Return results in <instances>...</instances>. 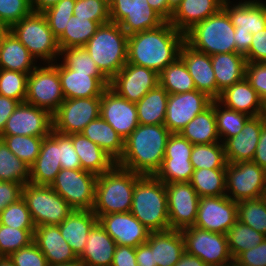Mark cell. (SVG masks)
<instances>
[{
	"label": "cell",
	"mask_w": 266,
	"mask_h": 266,
	"mask_svg": "<svg viewBox=\"0 0 266 266\" xmlns=\"http://www.w3.org/2000/svg\"><path fill=\"white\" fill-rule=\"evenodd\" d=\"M184 42L185 34L165 21L156 28L128 36L127 62L159 74L179 57Z\"/></svg>",
	"instance_id": "1"
},
{
	"label": "cell",
	"mask_w": 266,
	"mask_h": 266,
	"mask_svg": "<svg viewBox=\"0 0 266 266\" xmlns=\"http://www.w3.org/2000/svg\"><path fill=\"white\" fill-rule=\"evenodd\" d=\"M171 134L165 125L139 124L124 140V152L116 164L140 175H155Z\"/></svg>",
	"instance_id": "2"
},
{
	"label": "cell",
	"mask_w": 266,
	"mask_h": 266,
	"mask_svg": "<svg viewBox=\"0 0 266 266\" xmlns=\"http://www.w3.org/2000/svg\"><path fill=\"white\" fill-rule=\"evenodd\" d=\"M130 212L151 232L170 229L165 183L142 175L135 183Z\"/></svg>",
	"instance_id": "3"
},
{
	"label": "cell",
	"mask_w": 266,
	"mask_h": 266,
	"mask_svg": "<svg viewBox=\"0 0 266 266\" xmlns=\"http://www.w3.org/2000/svg\"><path fill=\"white\" fill-rule=\"evenodd\" d=\"M141 176L117 164L98 175L92 211L96 215L130 212L135 183Z\"/></svg>",
	"instance_id": "4"
},
{
	"label": "cell",
	"mask_w": 266,
	"mask_h": 266,
	"mask_svg": "<svg viewBox=\"0 0 266 266\" xmlns=\"http://www.w3.org/2000/svg\"><path fill=\"white\" fill-rule=\"evenodd\" d=\"M84 48L110 81L127 63L128 35L114 22L101 24Z\"/></svg>",
	"instance_id": "5"
},
{
	"label": "cell",
	"mask_w": 266,
	"mask_h": 266,
	"mask_svg": "<svg viewBox=\"0 0 266 266\" xmlns=\"http://www.w3.org/2000/svg\"><path fill=\"white\" fill-rule=\"evenodd\" d=\"M235 27L222 7L217 13L194 25L185 33V42L210 56L236 52Z\"/></svg>",
	"instance_id": "6"
},
{
	"label": "cell",
	"mask_w": 266,
	"mask_h": 266,
	"mask_svg": "<svg viewBox=\"0 0 266 266\" xmlns=\"http://www.w3.org/2000/svg\"><path fill=\"white\" fill-rule=\"evenodd\" d=\"M9 30L27 48L36 60L45 63H55L60 56L58 39L51 31L42 12H32Z\"/></svg>",
	"instance_id": "7"
},
{
	"label": "cell",
	"mask_w": 266,
	"mask_h": 266,
	"mask_svg": "<svg viewBox=\"0 0 266 266\" xmlns=\"http://www.w3.org/2000/svg\"><path fill=\"white\" fill-rule=\"evenodd\" d=\"M35 227L59 225L73 211L69 204L50 186L26 183L22 188Z\"/></svg>",
	"instance_id": "8"
},
{
	"label": "cell",
	"mask_w": 266,
	"mask_h": 266,
	"mask_svg": "<svg viewBox=\"0 0 266 266\" xmlns=\"http://www.w3.org/2000/svg\"><path fill=\"white\" fill-rule=\"evenodd\" d=\"M39 64L28 75L25 102L53 114L65 100L58 73V63Z\"/></svg>",
	"instance_id": "9"
},
{
	"label": "cell",
	"mask_w": 266,
	"mask_h": 266,
	"mask_svg": "<svg viewBox=\"0 0 266 266\" xmlns=\"http://www.w3.org/2000/svg\"><path fill=\"white\" fill-rule=\"evenodd\" d=\"M184 239L185 252L200 258L208 266H231L227 236L199 229L195 226L180 230Z\"/></svg>",
	"instance_id": "10"
},
{
	"label": "cell",
	"mask_w": 266,
	"mask_h": 266,
	"mask_svg": "<svg viewBox=\"0 0 266 266\" xmlns=\"http://www.w3.org/2000/svg\"><path fill=\"white\" fill-rule=\"evenodd\" d=\"M226 196L236 202L266 196V171L253 161L227 163Z\"/></svg>",
	"instance_id": "11"
},
{
	"label": "cell",
	"mask_w": 266,
	"mask_h": 266,
	"mask_svg": "<svg viewBox=\"0 0 266 266\" xmlns=\"http://www.w3.org/2000/svg\"><path fill=\"white\" fill-rule=\"evenodd\" d=\"M98 175L82 169H61L50 185L73 210H92Z\"/></svg>",
	"instance_id": "12"
},
{
	"label": "cell",
	"mask_w": 266,
	"mask_h": 266,
	"mask_svg": "<svg viewBox=\"0 0 266 266\" xmlns=\"http://www.w3.org/2000/svg\"><path fill=\"white\" fill-rule=\"evenodd\" d=\"M101 97L64 100L52 114L53 130L60 134L81 133L93 120L100 117Z\"/></svg>",
	"instance_id": "13"
},
{
	"label": "cell",
	"mask_w": 266,
	"mask_h": 266,
	"mask_svg": "<svg viewBox=\"0 0 266 266\" xmlns=\"http://www.w3.org/2000/svg\"><path fill=\"white\" fill-rule=\"evenodd\" d=\"M109 5L110 21L119 24L128 36L165 22L147 0H110Z\"/></svg>",
	"instance_id": "14"
},
{
	"label": "cell",
	"mask_w": 266,
	"mask_h": 266,
	"mask_svg": "<svg viewBox=\"0 0 266 266\" xmlns=\"http://www.w3.org/2000/svg\"><path fill=\"white\" fill-rule=\"evenodd\" d=\"M170 229L182 230L194 226L200 197L190 182L165 184Z\"/></svg>",
	"instance_id": "15"
},
{
	"label": "cell",
	"mask_w": 266,
	"mask_h": 266,
	"mask_svg": "<svg viewBox=\"0 0 266 266\" xmlns=\"http://www.w3.org/2000/svg\"><path fill=\"white\" fill-rule=\"evenodd\" d=\"M237 221V202L226 195L200 197L194 226L214 233L225 234Z\"/></svg>",
	"instance_id": "16"
},
{
	"label": "cell",
	"mask_w": 266,
	"mask_h": 266,
	"mask_svg": "<svg viewBox=\"0 0 266 266\" xmlns=\"http://www.w3.org/2000/svg\"><path fill=\"white\" fill-rule=\"evenodd\" d=\"M53 130L52 114L26 102L19 103L8 118L0 135L37 136L44 138Z\"/></svg>",
	"instance_id": "17"
},
{
	"label": "cell",
	"mask_w": 266,
	"mask_h": 266,
	"mask_svg": "<svg viewBox=\"0 0 266 266\" xmlns=\"http://www.w3.org/2000/svg\"><path fill=\"white\" fill-rule=\"evenodd\" d=\"M159 84V74L150 68L126 63L110 80V88L130 102H138Z\"/></svg>",
	"instance_id": "18"
},
{
	"label": "cell",
	"mask_w": 266,
	"mask_h": 266,
	"mask_svg": "<svg viewBox=\"0 0 266 266\" xmlns=\"http://www.w3.org/2000/svg\"><path fill=\"white\" fill-rule=\"evenodd\" d=\"M212 99L198 90L169 94L164 125L171 133L180 131L212 104Z\"/></svg>",
	"instance_id": "19"
},
{
	"label": "cell",
	"mask_w": 266,
	"mask_h": 266,
	"mask_svg": "<svg viewBox=\"0 0 266 266\" xmlns=\"http://www.w3.org/2000/svg\"><path fill=\"white\" fill-rule=\"evenodd\" d=\"M100 117L125 140L139 125L137 107L108 87L101 95Z\"/></svg>",
	"instance_id": "20"
},
{
	"label": "cell",
	"mask_w": 266,
	"mask_h": 266,
	"mask_svg": "<svg viewBox=\"0 0 266 266\" xmlns=\"http://www.w3.org/2000/svg\"><path fill=\"white\" fill-rule=\"evenodd\" d=\"M96 216L98 223L113 238L116 245L136 248L146 243L151 233L131 212Z\"/></svg>",
	"instance_id": "21"
},
{
	"label": "cell",
	"mask_w": 266,
	"mask_h": 266,
	"mask_svg": "<svg viewBox=\"0 0 266 266\" xmlns=\"http://www.w3.org/2000/svg\"><path fill=\"white\" fill-rule=\"evenodd\" d=\"M179 57L183 60L191 75L196 90L217 100V83L211 63V56L197 51L186 42L183 43Z\"/></svg>",
	"instance_id": "22"
},
{
	"label": "cell",
	"mask_w": 266,
	"mask_h": 266,
	"mask_svg": "<svg viewBox=\"0 0 266 266\" xmlns=\"http://www.w3.org/2000/svg\"><path fill=\"white\" fill-rule=\"evenodd\" d=\"M265 121L263 114L250 117L244 124L241 132L228 138L223 143L227 163L253 160Z\"/></svg>",
	"instance_id": "23"
},
{
	"label": "cell",
	"mask_w": 266,
	"mask_h": 266,
	"mask_svg": "<svg viewBox=\"0 0 266 266\" xmlns=\"http://www.w3.org/2000/svg\"><path fill=\"white\" fill-rule=\"evenodd\" d=\"M59 159V133L54 130L43 138L39 155L30 166L29 183L50 186L61 170Z\"/></svg>",
	"instance_id": "24"
},
{
	"label": "cell",
	"mask_w": 266,
	"mask_h": 266,
	"mask_svg": "<svg viewBox=\"0 0 266 266\" xmlns=\"http://www.w3.org/2000/svg\"><path fill=\"white\" fill-rule=\"evenodd\" d=\"M242 1L236 2V4L231 3L230 0L223 2V8L230 16L235 30L251 34L264 30L266 28V3L260 0Z\"/></svg>",
	"instance_id": "25"
},
{
	"label": "cell",
	"mask_w": 266,
	"mask_h": 266,
	"mask_svg": "<svg viewBox=\"0 0 266 266\" xmlns=\"http://www.w3.org/2000/svg\"><path fill=\"white\" fill-rule=\"evenodd\" d=\"M33 241L46 257L49 266L78 259L72 248L62 237L58 225L37 226Z\"/></svg>",
	"instance_id": "26"
},
{
	"label": "cell",
	"mask_w": 266,
	"mask_h": 266,
	"mask_svg": "<svg viewBox=\"0 0 266 266\" xmlns=\"http://www.w3.org/2000/svg\"><path fill=\"white\" fill-rule=\"evenodd\" d=\"M62 93L66 99L101 97L108 88L98 77L90 73H77L58 63Z\"/></svg>",
	"instance_id": "27"
},
{
	"label": "cell",
	"mask_w": 266,
	"mask_h": 266,
	"mask_svg": "<svg viewBox=\"0 0 266 266\" xmlns=\"http://www.w3.org/2000/svg\"><path fill=\"white\" fill-rule=\"evenodd\" d=\"M97 223L98 217L92 210H73L58 225L62 237L78 258L83 253L89 232Z\"/></svg>",
	"instance_id": "28"
},
{
	"label": "cell",
	"mask_w": 266,
	"mask_h": 266,
	"mask_svg": "<svg viewBox=\"0 0 266 266\" xmlns=\"http://www.w3.org/2000/svg\"><path fill=\"white\" fill-rule=\"evenodd\" d=\"M217 101L228 109L245 113L250 117L264 113V104L245 77L225 88Z\"/></svg>",
	"instance_id": "29"
},
{
	"label": "cell",
	"mask_w": 266,
	"mask_h": 266,
	"mask_svg": "<svg viewBox=\"0 0 266 266\" xmlns=\"http://www.w3.org/2000/svg\"><path fill=\"white\" fill-rule=\"evenodd\" d=\"M146 244L153 251L154 266H175L185 252L180 230L151 232Z\"/></svg>",
	"instance_id": "30"
},
{
	"label": "cell",
	"mask_w": 266,
	"mask_h": 266,
	"mask_svg": "<svg viewBox=\"0 0 266 266\" xmlns=\"http://www.w3.org/2000/svg\"><path fill=\"white\" fill-rule=\"evenodd\" d=\"M225 0H182L169 22L185 34L197 23L217 13Z\"/></svg>",
	"instance_id": "31"
},
{
	"label": "cell",
	"mask_w": 266,
	"mask_h": 266,
	"mask_svg": "<svg viewBox=\"0 0 266 266\" xmlns=\"http://www.w3.org/2000/svg\"><path fill=\"white\" fill-rule=\"evenodd\" d=\"M116 246L113 238L97 223L89 232L79 259L86 266H111Z\"/></svg>",
	"instance_id": "32"
},
{
	"label": "cell",
	"mask_w": 266,
	"mask_h": 266,
	"mask_svg": "<svg viewBox=\"0 0 266 266\" xmlns=\"http://www.w3.org/2000/svg\"><path fill=\"white\" fill-rule=\"evenodd\" d=\"M217 83V99L221 92L245 77L246 58L241 53H220L211 56Z\"/></svg>",
	"instance_id": "33"
},
{
	"label": "cell",
	"mask_w": 266,
	"mask_h": 266,
	"mask_svg": "<svg viewBox=\"0 0 266 266\" xmlns=\"http://www.w3.org/2000/svg\"><path fill=\"white\" fill-rule=\"evenodd\" d=\"M37 62L27 48L8 30L0 45V69L29 74L37 67Z\"/></svg>",
	"instance_id": "34"
},
{
	"label": "cell",
	"mask_w": 266,
	"mask_h": 266,
	"mask_svg": "<svg viewBox=\"0 0 266 266\" xmlns=\"http://www.w3.org/2000/svg\"><path fill=\"white\" fill-rule=\"evenodd\" d=\"M68 136L72 139L82 170L101 175L106 171H109L116 164V162L97 144L83 136L81 133Z\"/></svg>",
	"instance_id": "35"
},
{
	"label": "cell",
	"mask_w": 266,
	"mask_h": 266,
	"mask_svg": "<svg viewBox=\"0 0 266 266\" xmlns=\"http://www.w3.org/2000/svg\"><path fill=\"white\" fill-rule=\"evenodd\" d=\"M97 144L116 163L124 152V139L101 117L91 121L81 132Z\"/></svg>",
	"instance_id": "36"
},
{
	"label": "cell",
	"mask_w": 266,
	"mask_h": 266,
	"mask_svg": "<svg viewBox=\"0 0 266 266\" xmlns=\"http://www.w3.org/2000/svg\"><path fill=\"white\" fill-rule=\"evenodd\" d=\"M179 134L193 145L221 142L217 132L215 100L207 109L197 114Z\"/></svg>",
	"instance_id": "37"
},
{
	"label": "cell",
	"mask_w": 266,
	"mask_h": 266,
	"mask_svg": "<svg viewBox=\"0 0 266 266\" xmlns=\"http://www.w3.org/2000/svg\"><path fill=\"white\" fill-rule=\"evenodd\" d=\"M168 95L167 91L158 84L136 102L138 123L164 125Z\"/></svg>",
	"instance_id": "38"
},
{
	"label": "cell",
	"mask_w": 266,
	"mask_h": 266,
	"mask_svg": "<svg viewBox=\"0 0 266 266\" xmlns=\"http://www.w3.org/2000/svg\"><path fill=\"white\" fill-rule=\"evenodd\" d=\"M100 24L88 18L75 17L69 19L64 32L57 38L60 50L71 47H84L96 33Z\"/></svg>",
	"instance_id": "39"
},
{
	"label": "cell",
	"mask_w": 266,
	"mask_h": 266,
	"mask_svg": "<svg viewBox=\"0 0 266 266\" xmlns=\"http://www.w3.org/2000/svg\"><path fill=\"white\" fill-rule=\"evenodd\" d=\"M159 84L168 94H180L196 90L194 81L180 57L159 73Z\"/></svg>",
	"instance_id": "40"
},
{
	"label": "cell",
	"mask_w": 266,
	"mask_h": 266,
	"mask_svg": "<svg viewBox=\"0 0 266 266\" xmlns=\"http://www.w3.org/2000/svg\"><path fill=\"white\" fill-rule=\"evenodd\" d=\"M199 197H216L226 195V169L194 170L191 181Z\"/></svg>",
	"instance_id": "41"
},
{
	"label": "cell",
	"mask_w": 266,
	"mask_h": 266,
	"mask_svg": "<svg viewBox=\"0 0 266 266\" xmlns=\"http://www.w3.org/2000/svg\"><path fill=\"white\" fill-rule=\"evenodd\" d=\"M30 166L16 157L0 139V181L29 183Z\"/></svg>",
	"instance_id": "42"
},
{
	"label": "cell",
	"mask_w": 266,
	"mask_h": 266,
	"mask_svg": "<svg viewBox=\"0 0 266 266\" xmlns=\"http://www.w3.org/2000/svg\"><path fill=\"white\" fill-rule=\"evenodd\" d=\"M190 161L194 170L198 169H226L227 160L224 144H195L192 147Z\"/></svg>",
	"instance_id": "43"
},
{
	"label": "cell",
	"mask_w": 266,
	"mask_h": 266,
	"mask_svg": "<svg viewBox=\"0 0 266 266\" xmlns=\"http://www.w3.org/2000/svg\"><path fill=\"white\" fill-rule=\"evenodd\" d=\"M62 63L77 73H90V76L98 77L107 87L110 81L101 73L96 63L84 47H71L60 52Z\"/></svg>",
	"instance_id": "44"
},
{
	"label": "cell",
	"mask_w": 266,
	"mask_h": 266,
	"mask_svg": "<svg viewBox=\"0 0 266 266\" xmlns=\"http://www.w3.org/2000/svg\"><path fill=\"white\" fill-rule=\"evenodd\" d=\"M228 247L233 259L241 252L256 247L266 236L248 225L236 221L226 233Z\"/></svg>",
	"instance_id": "45"
},
{
	"label": "cell",
	"mask_w": 266,
	"mask_h": 266,
	"mask_svg": "<svg viewBox=\"0 0 266 266\" xmlns=\"http://www.w3.org/2000/svg\"><path fill=\"white\" fill-rule=\"evenodd\" d=\"M237 220L266 236V196L237 202Z\"/></svg>",
	"instance_id": "46"
},
{
	"label": "cell",
	"mask_w": 266,
	"mask_h": 266,
	"mask_svg": "<svg viewBox=\"0 0 266 266\" xmlns=\"http://www.w3.org/2000/svg\"><path fill=\"white\" fill-rule=\"evenodd\" d=\"M215 117L221 143L241 132L244 124L250 118L245 113L224 107L217 100H215Z\"/></svg>",
	"instance_id": "47"
},
{
	"label": "cell",
	"mask_w": 266,
	"mask_h": 266,
	"mask_svg": "<svg viewBox=\"0 0 266 266\" xmlns=\"http://www.w3.org/2000/svg\"><path fill=\"white\" fill-rule=\"evenodd\" d=\"M8 149L20 160L31 166L37 159L43 138L37 136L0 135Z\"/></svg>",
	"instance_id": "48"
},
{
	"label": "cell",
	"mask_w": 266,
	"mask_h": 266,
	"mask_svg": "<svg viewBox=\"0 0 266 266\" xmlns=\"http://www.w3.org/2000/svg\"><path fill=\"white\" fill-rule=\"evenodd\" d=\"M35 229H15L0 224V256H10L13 252L33 242Z\"/></svg>",
	"instance_id": "49"
},
{
	"label": "cell",
	"mask_w": 266,
	"mask_h": 266,
	"mask_svg": "<svg viewBox=\"0 0 266 266\" xmlns=\"http://www.w3.org/2000/svg\"><path fill=\"white\" fill-rule=\"evenodd\" d=\"M194 172L190 159H163L154 175L163 183L190 182Z\"/></svg>",
	"instance_id": "50"
},
{
	"label": "cell",
	"mask_w": 266,
	"mask_h": 266,
	"mask_svg": "<svg viewBox=\"0 0 266 266\" xmlns=\"http://www.w3.org/2000/svg\"><path fill=\"white\" fill-rule=\"evenodd\" d=\"M27 73L0 69V95L25 102L27 92Z\"/></svg>",
	"instance_id": "51"
},
{
	"label": "cell",
	"mask_w": 266,
	"mask_h": 266,
	"mask_svg": "<svg viewBox=\"0 0 266 266\" xmlns=\"http://www.w3.org/2000/svg\"><path fill=\"white\" fill-rule=\"evenodd\" d=\"M0 224L10 226L15 229L36 228L26 202L22 197L16 202L9 204L0 212Z\"/></svg>",
	"instance_id": "52"
},
{
	"label": "cell",
	"mask_w": 266,
	"mask_h": 266,
	"mask_svg": "<svg viewBox=\"0 0 266 266\" xmlns=\"http://www.w3.org/2000/svg\"><path fill=\"white\" fill-rule=\"evenodd\" d=\"M75 4L76 0H60L42 12L57 38L64 32L69 19L73 16Z\"/></svg>",
	"instance_id": "53"
},
{
	"label": "cell",
	"mask_w": 266,
	"mask_h": 266,
	"mask_svg": "<svg viewBox=\"0 0 266 266\" xmlns=\"http://www.w3.org/2000/svg\"><path fill=\"white\" fill-rule=\"evenodd\" d=\"M75 17L88 18L100 25L110 22V5L108 0H76L73 9Z\"/></svg>",
	"instance_id": "54"
},
{
	"label": "cell",
	"mask_w": 266,
	"mask_h": 266,
	"mask_svg": "<svg viewBox=\"0 0 266 266\" xmlns=\"http://www.w3.org/2000/svg\"><path fill=\"white\" fill-rule=\"evenodd\" d=\"M32 12L30 0H0V23L8 28Z\"/></svg>",
	"instance_id": "55"
},
{
	"label": "cell",
	"mask_w": 266,
	"mask_h": 266,
	"mask_svg": "<svg viewBox=\"0 0 266 266\" xmlns=\"http://www.w3.org/2000/svg\"><path fill=\"white\" fill-rule=\"evenodd\" d=\"M9 258L13 261L14 266H49L46 257L34 241L13 252Z\"/></svg>",
	"instance_id": "56"
},
{
	"label": "cell",
	"mask_w": 266,
	"mask_h": 266,
	"mask_svg": "<svg viewBox=\"0 0 266 266\" xmlns=\"http://www.w3.org/2000/svg\"><path fill=\"white\" fill-rule=\"evenodd\" d=\"M245 78L257 92L263 104L266 103V63H246Z\"/></svg>",
	"instance_id": "57"
},
{
	"label": "cell",
	"mask_w": 266,
	"mask_h": 266,
	"mask_svg": "<svg viewBox=\"0 0 266 266\" xmlns=\"http://www.w3.org/2000/svg\"><path fill=\"white\" fill-rule=\"evenodd\" d=\"M193 144L179 133H172L167 141L164 159H190Z\"/></svg>",
	"instance_id": "58"
},
{
	"label": "cell",
	"mask_w": 266,
	"mask_h": 266,
	"mask_svg": "<svg viewBox=\"0 0 266 266\" xmlns=\"http://www.w3.org/2000/svg\"><path fill=\"white\" fill-rule=\"evenodd\" d=\"M59 159L62 169H81V163L76 153L72 139L59 133Z\"/></svg>",
	"instance_id": "59"
},
{
	"label": "cell",
	"mask_w": 266,
	"mask_h": 266,
	"mask_svg": "<svg viewBox=\"0 0 266 266\" xmlns=\"http://www.w3.org/2000/svg\"><path fill=\"white\" fill-rule=\"evenodd\" d=\"M233 266H266V238L256 247L241 252Z\"/></svg>",
	"instance_id": "60"
},
{
	"label": "cell",
	"mask_w": 266,
	"mask_h": 266,
	"mask_svg": "<svg viewBox=\"0 0 266 266\" xmlns=\"http://www.w3.org/2000/svg\"><path fill=\"white\" fill-rule=\"evenodd\" d=\"M245 58L249 63H266V28L252 34L251 46Z\"/></svg>",
	"instance_id": "61"
},
{
	"label": "cell",
	"mask_w": 266,
	"mask_h": 266,
	"mask_svg": "<svg viewBox=\"0 0 266 266\" xmlns=\"http://www.w3.org/2000/svg\"><path fill=\"white\" fill-rule=\"evenodd\" d=\"M22 188L20 183L0 181V212L22 197Z\"/></svg>",
	"instance_id": "62"
},
{
	"label": "cell",
	"mask_w": 266,
	"mask_h": 266,
	"mask_svg": "<svg viewBox=\"0 0 266 266\" xmlns=\"http://www.w3.org/2000/svg\"><path fill=\"white\" fill-rule=\"evenodd\" d=\"M111 266H137L135 248L117 245Z\"/></svg>",
	"instance_id": "63"
},
{
	"label": "cell",
	"mask_w": 266,
	"mask_h": 266,
	"mask_svg": "<svg viewBox=\"0 0 266 266\" xmlns=\"http://www.w3.org/2000/svg\"><path fill=\"white\" fill-rule=\"evenodd\" d=\"M19 101L0 95V134L3 132L8 118L12 115Z\"/></svg>",
	"instance_id": "64"
},
{
	"label": "cell",
	"mask_w": 266,
	"mask_h": 266,
	"mask_svg": "<svg viewBox=\"0 0 266 266\" xmlns=\"http://www.w3.org/2000/svg\"><path fill=\"white\" fill-rule=\"evenodd\" d=\"M253 162L266 171V121L263 123Z\"/></svg>",
	"instance_id": "65"
},
{
	"label": "cell",
	"mask_w": 266,
	"mask_h": 266,
	"mask_svg": "<svg viewBox=\"0 0 266 266\" xmlns=\"http://www.w3.org/2000/svg\"><path fill=\"white\" fill-rule=\"evenodd\" d=\"M137 266H154L153 251L146 244H141L135 248Z\"/></svg>",
	"instance_id": "66"
},
{
	"label": "cell",
	"mask_w": 266,
	"mask_h": 266,
	"mask_svg": "<svg viewBox=\"0 0 266 266\" xmlns=\"http://www.w3.org/2000/svg\"><path fill=\"white\" fill-rule=\"evenodd\" d=\"M234 41L236 44V53L245 55L250 49L252 34L250 32L235 30Z\"/></svg>",
	"instance_id": "67"
},
{
	"label": "cell",
	"mask_w": 266,
	"mask_h": 266,
	"mask_svg": "<svg viewBox=\"0 0 266 266\" xmlns=\"http://www.w3.org/2000/svg\"><path fill=\"white\" fill-rule=\"evenodd\" d=\"M149 6L156 11L165 21L170 20L173 12L168 8L167 0H147Z\"/></svg>",
	"instance_id": "68"
},
{
	"label": "cell",
	"mask_w": 266,
	"mask_h": 266,
	"mask_svg": "<svg viewBox=\"0 0 266 266\" xmlns=\"http://www.w3.org/2000/svg\"><path fill=\"white\" fill-rule=\"evenodd\" d=\"M175 266H208L200 258L184 252Z\"/></svg>",
	"instance_id": "69"
},
{
	"label": "cell",
	"mask_w": 266,
	"mask_h": 266,
	"mask_svg": "<svg viewBox=\"0 0 266 266\" xmlns=\"http://www.w3.org/2000/svg\"><path fill=\"white\" fill-rule=\"evenodd\" d=\"M60 0H30L33 12H43Z\"/></svg>",
	"instance_id": "70"
},
{
	"label": "cell",
	"mask_w": 266,
	"mask_h": 266,
	"mask_svg": "<svg viewBox=\"0 0 266 266\" xmlns=\"http://www.w3.org/2000/svg\"><path fill=\"white\" fill-rule=\"evenodd\" d=\"M51 266H86L79 258L71 262H66L63 264L51 265Z\"/></svg>",
	"instance_id": "71"
},
{
	"label": "cell",
	"mask_w": 266,
	"mask_h": 266,
	"mask_svg": "<svg viewBox=\"0 0 266 266\" xmlns=\"http://www.w3.org/2000/svg\"><path fill=\"white\" fill-rule=\"evenodd\" d=\"M0 266H14V263L8 256H0Z\"/></svg>",
	"instance_id": "72"
},
{
	"label": "cell",
	"mask_w": 266,
	"mask_h": 266,
	"mask_svg": "<svg viewBox=\"0 0 266 266\" xmlns=\"http://www.w3.org/2000/svg\"><path fill=\"white\" fill-rule=\"evenodd\" d=\"M182 0H167L168 2V8L174 12L176 8L180 5Z\"/></svg>",
	"instance_id": "73"
},
{
	"label": "cell",
	"mask_w": 266,
	"mask_h": 266,
	"mask_svg": "<svg viewBox=\"0 0 266 266\" xmlns=\"http://www.w3.org/2000/svg\"><path fill=\"white\" fill-rule=\"evenodd\" d=\"M8 30H9L8 27L0 23V45H1L2 38L4 37V35L6 34Z\"/></svg>",
	"instance_id": "74"
},
{
	"label": "cell",
	"mask_w": 266,
	"mask_h": 266,
	"mask_svg": "<svg viewBox=\"0 0 266 266\" xmlns=\"http://www.w3.org/2000/svg\"><path fill=\"white\" fill-rule=\"evenodd\" d=\"M263 116H264V118L266 120V103L264 104V113H263Z\"/></svg>",
	"instance_id": "75"
}]
</instances>
